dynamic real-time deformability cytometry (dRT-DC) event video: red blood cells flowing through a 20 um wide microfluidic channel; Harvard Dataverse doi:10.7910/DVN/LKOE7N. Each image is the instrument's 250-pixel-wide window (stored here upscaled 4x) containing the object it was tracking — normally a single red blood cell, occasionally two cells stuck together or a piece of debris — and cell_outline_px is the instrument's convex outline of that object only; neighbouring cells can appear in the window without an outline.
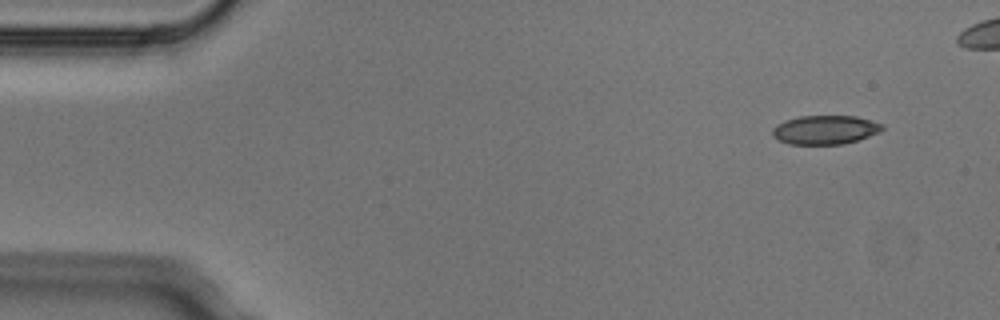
{"species": "Egyptian fruit bat (a non-hibernating species)", "species_latin": "Rousettus aegyptiacus", "temperature_condition": "cold", "stored_images_in_passage": 5, "camera_frame_rate_fps": 3000, "um_per_image_px": 0.085, "animal": {"sex": "male"}, "frame": {"image": 1, "passage_image": 1, "time_ms": 0.0, "image_size_px": [1000, 320], "cell_outline_px": [[884, 128], [880, 132], [844, 144], [788, 144], [772, 136], [772, 128], [776, 124], [784, 120], [800, 116], [856, 116], [872, 120], [884, 124]], "centroid_in_image_um": [70.13, 11.02], "position_along_channel_um": 14.9, "area_um2": 18.61}}